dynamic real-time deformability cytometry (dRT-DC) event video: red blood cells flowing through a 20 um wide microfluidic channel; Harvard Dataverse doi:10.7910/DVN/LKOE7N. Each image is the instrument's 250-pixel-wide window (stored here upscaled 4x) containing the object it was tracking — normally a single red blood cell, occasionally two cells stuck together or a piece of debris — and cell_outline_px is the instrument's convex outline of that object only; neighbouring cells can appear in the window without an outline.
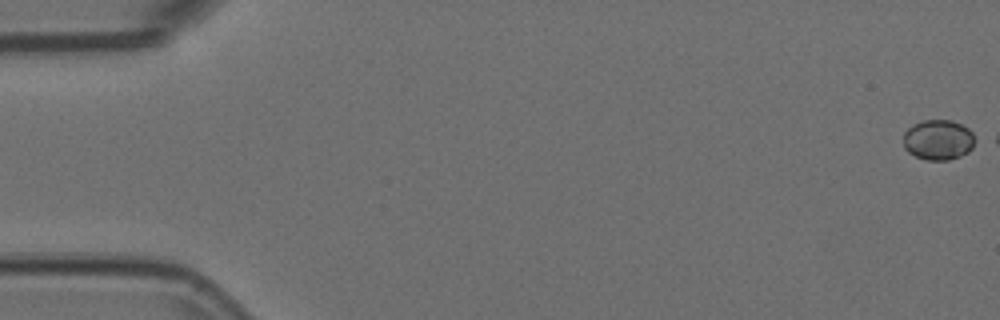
{"species": "Egyptian fruit bat (a non-hibernating species)", "species_latin": "Rousettus aegyptiacus", "temperature_condition": "room temperature", "stored_images_in_passage": 7, "camera_frame_rate_fps": 3000, "um_per_image_px": 0.085, "animal": {"sex": "female"}, "frame": {"image": 1, "passage_image": 1, "time_ms": 0.0, "image_size_px": [1000, 320], "cell_outline_px": [[980, 140], [968, 152], [960, 156], [948, 160], [928, 160], [916, 156], [908, 152], [904, 148], [904, 132], [912, 124], [924, 120], [952, 120], [968, 128]], "centroid_in_image_um": [79.8, 11.88], "position_along_channel_um": 5.2, "area_um2": 17.11}}